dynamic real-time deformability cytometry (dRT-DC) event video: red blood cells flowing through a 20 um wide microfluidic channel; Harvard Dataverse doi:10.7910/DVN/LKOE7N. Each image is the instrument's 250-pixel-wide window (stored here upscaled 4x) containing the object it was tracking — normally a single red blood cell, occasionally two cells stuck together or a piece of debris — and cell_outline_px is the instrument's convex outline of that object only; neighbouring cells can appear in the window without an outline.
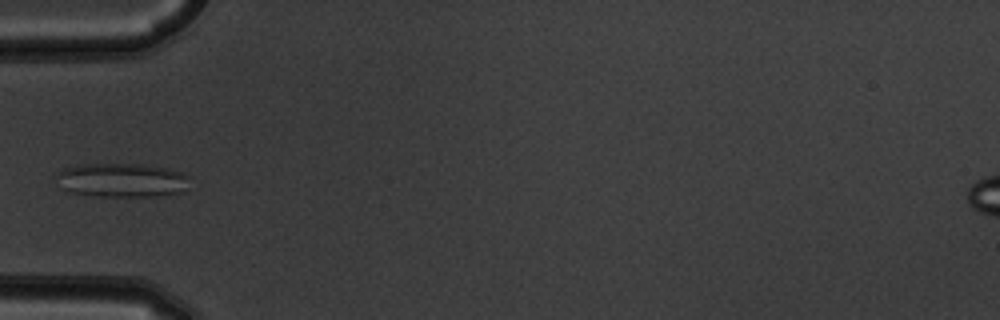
{"species": "common noctule bat (a hibernating species)", "species_latin": "Nyctalus noctula", "temperature_condition": "warm", "stored_images_in_passage": 6, "camera_frame_rate_fps": 3000, "um_per_image_px": 0.085, "animal": {"sex": "male", "body_mass_g": 19.5, "forearm_length_mm": 54.6}, "frame": {"image": 1, "passage_image": 6, "time_ms": 1.667, "image_size_px": [1000, 320], "cell_outline_px": [[188, 188], [180, 192], [168, 196], [100, 196], [72, 192], [60, 188], [52, 176], [56, 172], [64, 168], [76, 164], [140, 164], [168, 168], [184, 172], [188, 176]], "centroid_in_image_um": [10.32, 15.31], "position_along_channel_um": 74.7, "area_um2": 26.99}}